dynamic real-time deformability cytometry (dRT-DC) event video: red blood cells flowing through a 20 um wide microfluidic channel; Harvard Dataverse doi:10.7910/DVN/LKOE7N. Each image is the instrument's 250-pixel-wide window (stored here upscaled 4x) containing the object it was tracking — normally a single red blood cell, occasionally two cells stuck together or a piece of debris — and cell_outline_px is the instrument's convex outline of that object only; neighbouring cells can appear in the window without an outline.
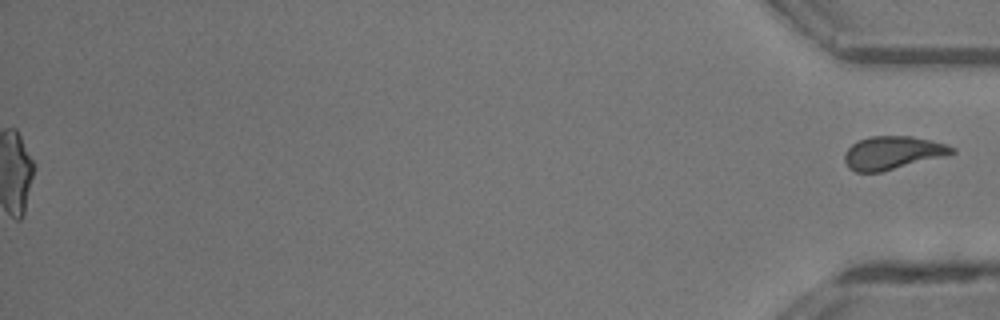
{"species": "common noctule bat (a hibernating species)", "species_latin": "Nyctalus noctula", "temperature_condition": "room temperature", "stored_images_in_passage": 43, "segment_of_instrument_passage": [2, 2], "camera_frame_rate_fps": 3000, "um_per_image_px": 0.085, "animal": {"sex": "male", "body_mass_g": 13.3}, "frame": {"image": 1, "passage_image": 43, "time_ms": 14.0, "image_size_px": [1000, 320], "cell_outline_px": [[956, 152], [880, 172], [856, 172], [848, 168], [844, 160], [844, 152], [852, 144], [868, 136], [912, 136], [948, 144], [956, 148]], "centroid_in_image_um": [75.83, 12.97], "position_along_channel_um": 359.4, "area_um2": 20.52}}